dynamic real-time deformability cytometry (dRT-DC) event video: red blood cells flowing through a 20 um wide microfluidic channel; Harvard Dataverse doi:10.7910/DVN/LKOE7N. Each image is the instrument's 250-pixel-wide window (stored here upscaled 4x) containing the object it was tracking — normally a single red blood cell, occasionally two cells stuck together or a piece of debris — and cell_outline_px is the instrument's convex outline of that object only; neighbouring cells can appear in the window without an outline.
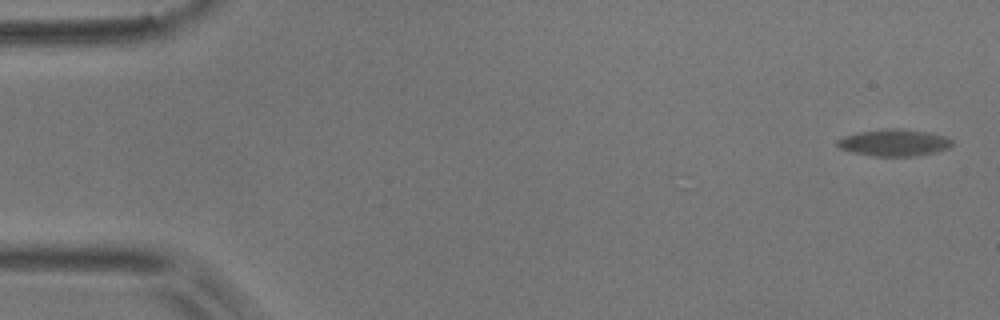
{"species": "common noctule bat (a hibernating species)", "species_latin": "Nyctalus noctula", "temperature_condition": "room temperature", "stored_images_in_passage": 7, "camera_frame_rate_fps": 3000, "um_per_image_px": 0.085, "animal": {"sex": "male", "body_mass_g": 17.9}, "frame": {"image": 1, "passage_image": 1, "time_ms": 0.0, "image_size_px": [1000, 320], "cell_outline_px": [[952, 144], [948, 148], [936, 152], [916, 156], [876, 156], [856, 152], [840, 148], [836, 144], [836, 140], [844, 136], [860, 132], [888, 128], [900, 128], [924, 132], [944, 136], [952, 140]], "centroid_in_image_um": [76.0, 12.12], "position_along_channel_um": 9.0, "area_um2": 17.63}}